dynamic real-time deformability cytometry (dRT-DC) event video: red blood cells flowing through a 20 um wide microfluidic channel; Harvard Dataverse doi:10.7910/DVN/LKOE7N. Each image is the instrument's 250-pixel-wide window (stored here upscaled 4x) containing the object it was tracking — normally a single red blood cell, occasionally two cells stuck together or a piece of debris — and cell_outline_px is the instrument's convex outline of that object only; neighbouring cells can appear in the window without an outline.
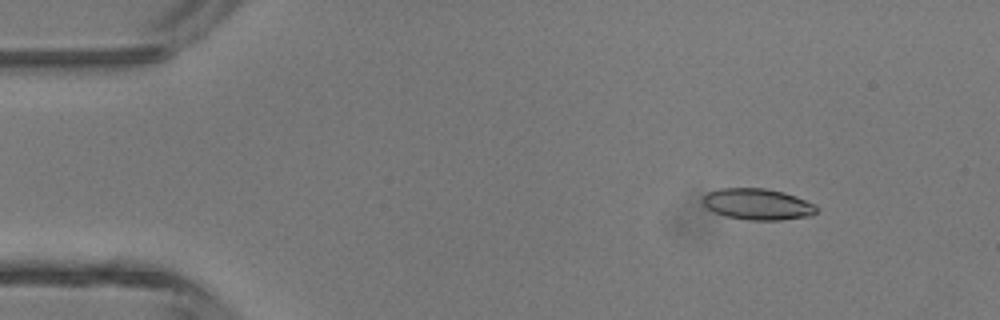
{"species": "common noctule bat (a hibernating species)", "species_latin": "Nyctalus noctula", "temperature_condition": "room temperature", "stored_images_in_passage": 4, "camera_frame_rate_fps": 3000, "um_per_image_px": 0.085, "animal": {"sex": "male", "body_mass_g": 13.3}, "frame": {"image": 1, "passage_image": 2, "time_ms": 0.333, "image_size_px": [1000, 320], "cell_outline_px": [[816, 212], [812, 216], [780, 220], [748, 220], [724, 216], [708, 208], [704, 204], [704, 196], [708, 192], [720, 188], [764, 188], [784, 192], [796, 196], [816, 204]], "centroid_in_image_um": [64.44, 17.36], "position_along_channel_um": 20.6, "area_um2": 20.69}}